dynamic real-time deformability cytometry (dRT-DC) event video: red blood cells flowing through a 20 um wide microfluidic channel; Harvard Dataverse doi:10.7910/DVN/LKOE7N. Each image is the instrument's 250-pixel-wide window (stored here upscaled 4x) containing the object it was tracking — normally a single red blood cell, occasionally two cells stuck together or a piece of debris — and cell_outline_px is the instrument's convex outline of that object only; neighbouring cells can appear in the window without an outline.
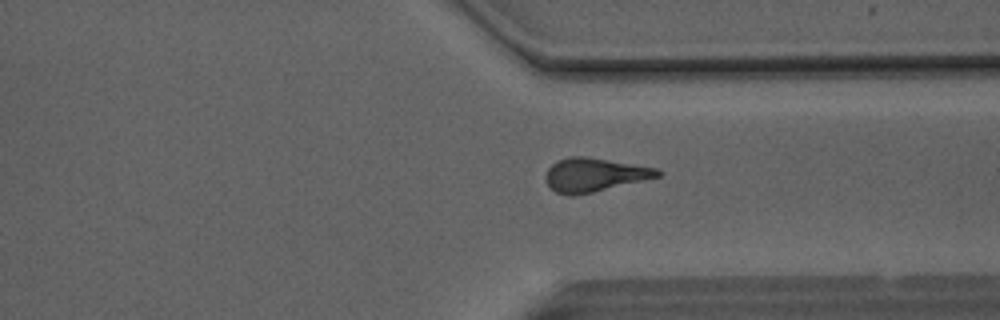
{"species": "Egyptian fruit bat (a non-hibernating species)", "species_latin": "Rousettus aegyptiacus", "temperature_condition": "room temperature", "stored_images_in_passage": 47, "camera_frame_rate_fps": 3000, "um_per_image_px": 0.085, "animal": {"sex": "male"}, "frame": {"image": 1, "passage_image": 35, "time_ms": 11.333, "image_size_px": [1000, 320], "cell_outline_px": [[664, 172], [660, 176], [592, 192], [572, 196], [568, 196], [556, 192], [544, 180], [544, 176], [548, 168], [556, 160], [568, 156], [588, 156], [660, 168]], "centroid_in_image_um": [50.52, 14.83], "position_along_channel_um": 360.9, "area_um2": 22.2}}
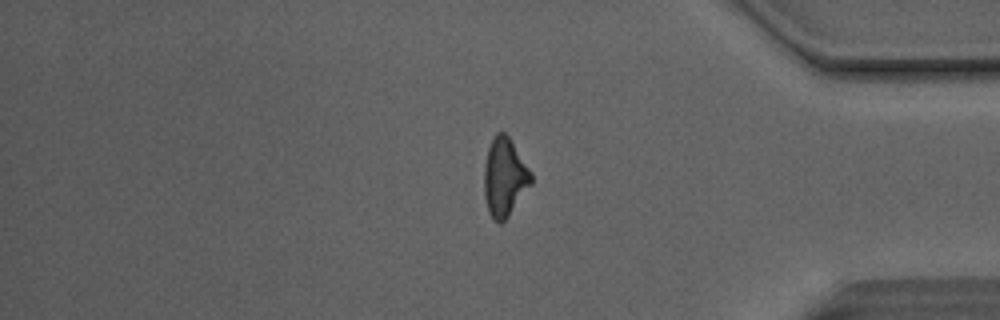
{"frame": {"image": 2, "passage_image": 39, "time_ms": 12.667, "image_size_px": [1000, 320], "cell_outline_px": [[532, 184], [508, 216], [500, 224], [492, 220], [488, 212], [484, 196], [484, 164], [488, 148], [496, 132], [504, 132], [508, 136], [532, 172]], "centroid_in_image_um": [42.88, 15.09], "position_along_channel_um": 392.3, "area_um2": 21.56}}
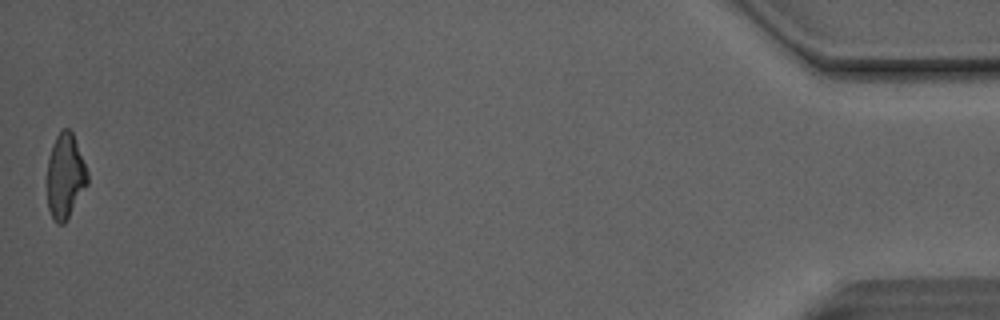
{"frame": {"image": 3, "passage_image": 47, "time_ms": 15.333, "image_size_px": [1000, 320], "cell_outline_px": [[88, 184], [64, 224], [56, 224], [48, 208], [48, 156], [52, 144], [56, 136], [64, 128], [68, 128], [72, 132], [88, 172]], "centroid_in_image_um": [5.55, 14.97], "position_along_channel_um": 429.7, "area_um2": 19.77}, "authors_computed_cell_mechanics": {"area_um2": 21.964, "velocity_mm_per_s": 4.1343, "shape_relaxation_time_tau1_ms": null, "shape_relaxation_time_tau2_ms": 3.0729, "deformation_change_tau1": null, "deformation_change_tau2": 0.1393}}